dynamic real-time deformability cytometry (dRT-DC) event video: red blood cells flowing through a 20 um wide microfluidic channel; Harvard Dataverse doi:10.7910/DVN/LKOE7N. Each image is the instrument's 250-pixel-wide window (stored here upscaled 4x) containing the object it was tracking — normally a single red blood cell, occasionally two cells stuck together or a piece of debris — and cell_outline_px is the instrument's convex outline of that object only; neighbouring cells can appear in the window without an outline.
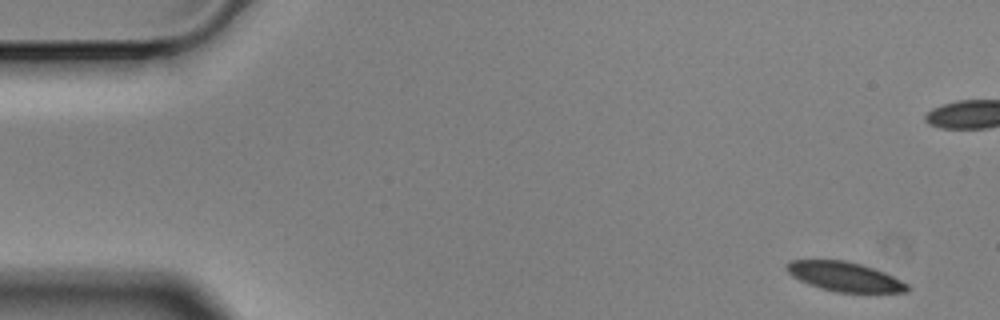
{"species": "Egyptian fruit bat (a non-hibernating species)", "species_latin": "Rousettus aegyptiacus", "temperature_condition": "cold", "stored_images_in_passage": 7, "camera_frame_rate_fps": 3000, "um_per_image_px": 0.085, "animal": {"sex": "male"}, "frame": {"image": 1, "passage_image": 1, "time_ms": 0.0, "image_size_px": [1000, 320], "cell_outline_px": [[908, 292], [836, 292], [820, 288], [808, 284], [792, 276], [784, 268], [784, 264], [792, 260], [844, 260], [860, 264], [884, 272], [908, 284]], "centroid_in_image_um": [71.74, 23.51], "position_along_channel_um": 13.3, "area_um2": 20.52}}
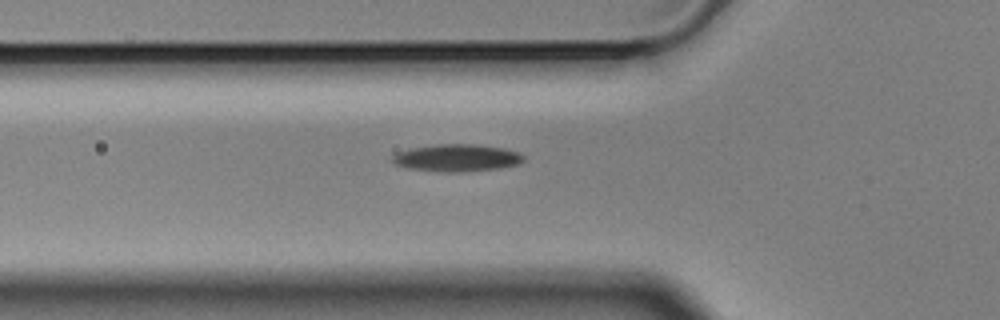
{"frame": {"image": 2, "passage_image": 7, "time_ms": 2.0, "image_size_px": [1000, 320], "cell_outline_px": [[524, 160], [520, 164], [496, 168], [456, 172], [448, 172], [408, 168], [396, 164], [392, 160], [392, 156], [396, 152], [408, 148], [436, 144], [476, 144], [504, 148], [520, 152], [524, 156]], "centroid_in_image_um": [38.83, 13.4], "position_along_channel_um": 87.0, "area_um2": 20.81}}